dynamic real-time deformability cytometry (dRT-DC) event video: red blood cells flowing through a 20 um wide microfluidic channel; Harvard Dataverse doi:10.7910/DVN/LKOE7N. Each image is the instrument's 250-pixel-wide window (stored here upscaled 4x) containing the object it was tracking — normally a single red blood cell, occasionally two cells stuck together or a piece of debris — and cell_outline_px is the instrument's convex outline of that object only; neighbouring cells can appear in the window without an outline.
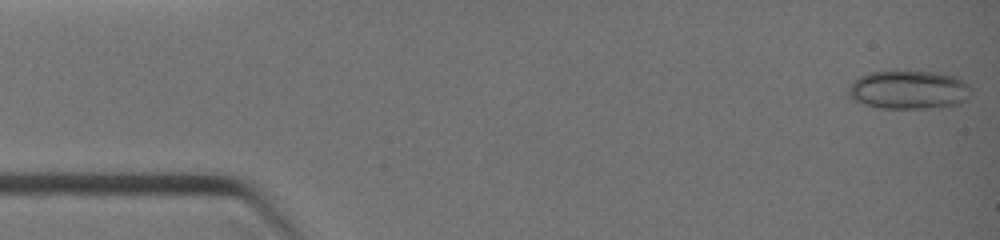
{"species": "common noctule bat (a hibernating species)", "species_latin": "Nyctalus noctula", "temperature_condition": "warm", "stored_images_in_passage": 14, "camera_frame_rate_fps": 3000, "um_per_image_px": 0.085, "animal": {"sex": "female", "body_mass_g": 19.0, "forearm_length_mm": 51.5}, "frame": {"image": 1, "passage_image": 1, "time_ms": 0.0, "image_size_px": [1000, 240], "cell_outline_px": [[972, 88], [968, 96], [960, 104], [940, 108], [880, 108], [864, 104], [852, 100], [848, 96], [848, 88], [860, 76], [868, 72], [896, 68], [936, 72], [960, 76]], "centroid_in_image_um": [77.26, 7.59], "position_along_channel_um": 7.7, "area_um2": 28.78}}
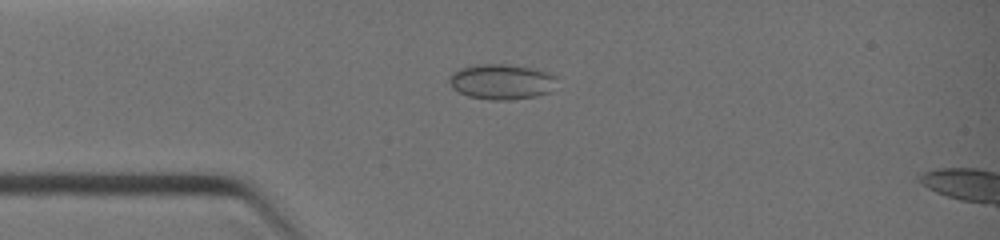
{"frame": {"image": 2, "passage_image": 11, "time_ms": 2.667, "image_size_px": [1000, 240], "cell_outline_px": [[556, 76], [548, 92], [536, 96], [512, 100], [488, 100], [468, 96], [452, 88], [448, 80], [452, 72], [460, 68], [476, 64], [512, 64], [532, 68], [548, 72]], "centroid_in_image_um": [42.57, 6.94], "position_along_channel_um": 42.4, "area_um2": 22.14}}